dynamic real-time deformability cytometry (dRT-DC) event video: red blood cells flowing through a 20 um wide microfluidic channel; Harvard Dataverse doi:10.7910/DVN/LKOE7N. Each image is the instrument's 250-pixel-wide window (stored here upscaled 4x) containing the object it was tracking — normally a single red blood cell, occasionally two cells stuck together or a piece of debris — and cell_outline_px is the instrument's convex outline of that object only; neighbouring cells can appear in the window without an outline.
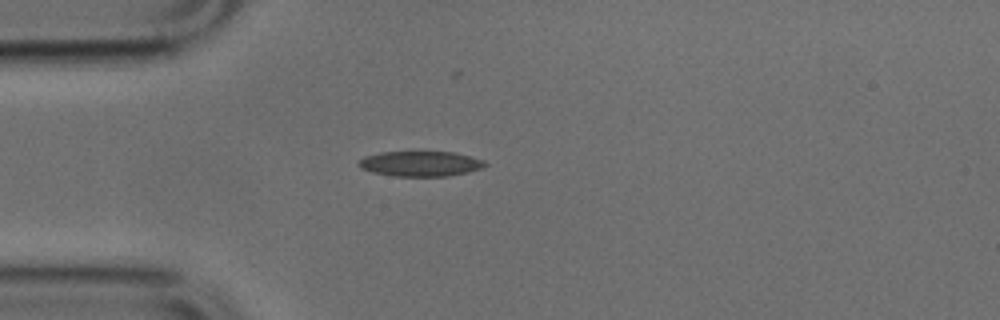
{"species": "common noctule bat (a hibernating species)", "species_latin": "Nyctalus noctula", "temperature_condition": "cold", "stored_images_in_passage": 38, "camera_frame_rate_fps": 3000, "um_per_image_px": 0.085, "animal": {"sex": "male", "body_mass_g": 17.9, "forearm_length_mm": 54.2}, "frame": {"image": 1, "passage_image": 1, "time_ms": 0.0, "image_size_px": [1000, 320], "cell_outline_px": [[488, 164], [484, 168], [468, 172], [448, 176], [392, 176], [372, 172], [360, 168], [356, 164], [364, 156], [380, 152], [452, 152], [484, 160]], "centroid_in_image_um": [35.72, 13.92], "position_along_channel_um": 49.3, "area_um2": 18.61}}
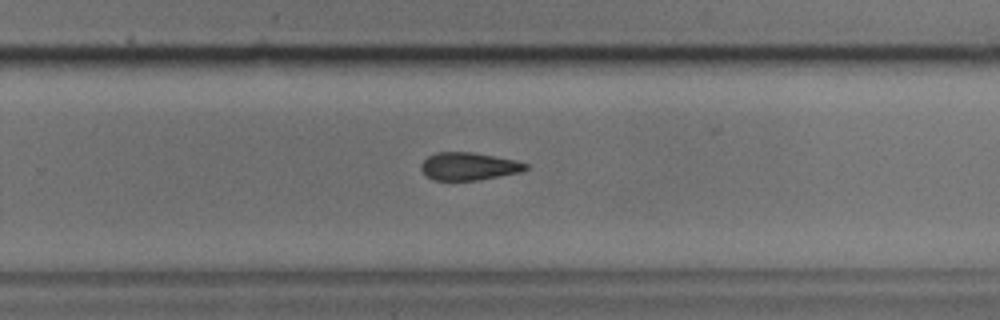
{"frame": {"image": 2, "passage_image": 20, "time_ms": 6.333, "image_size_px": [1000, 320], "cell_outline_px": [[528, 168], [520, 172], [480, 180], [432, 180], [420, 168], [420, 164], [428, 156], [436, 152], [472, 152], [516, 160], [528, 164]], "centroid_in_image_um": [39.84, 14.13], "position_along_channel_um": 290.0, "area_um2": 16.88}}
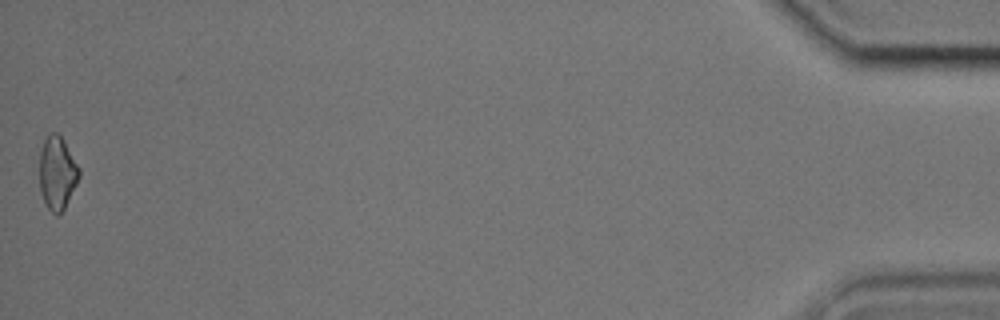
{"frame": {"image": 3, "passage_image": 38, "time_ms": 12.333, "image_size_px": [1000, 320], "cell_outline_px": [[80, 176], [64, 208], [56, 216], [48, 208], [40, 192], [40, 152], [44, 140], [48, 132], [56, 132], [60, 136], [80, 168]], "centroid_in_image_um": [4.85, 14.69], "position_along_channel_um": 430.3, "area_um2": 16.65}}